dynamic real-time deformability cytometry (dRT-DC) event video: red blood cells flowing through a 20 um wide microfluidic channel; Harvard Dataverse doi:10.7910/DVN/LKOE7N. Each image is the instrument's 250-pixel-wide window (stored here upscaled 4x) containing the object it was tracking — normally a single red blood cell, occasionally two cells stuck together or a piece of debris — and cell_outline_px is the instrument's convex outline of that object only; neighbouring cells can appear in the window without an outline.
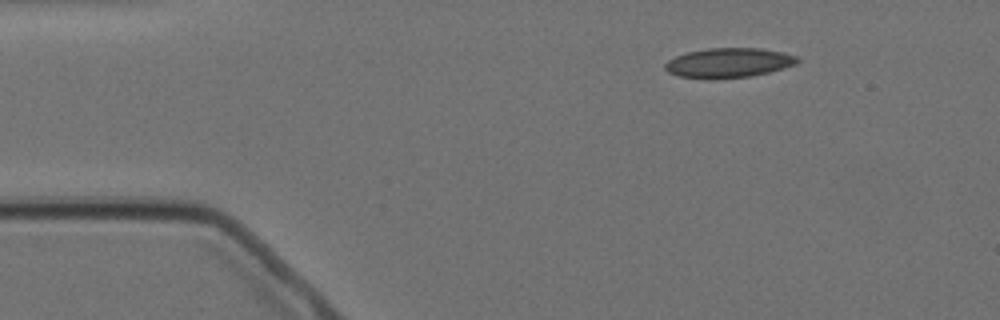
{"species": "Egyptian fruit bat (a non-hibernating species)", "species_latin": "Rousettus aegyptiacus", "temperature_condition": "cold", "stored_images_in_passage": 3, "camera_frame_rate_fps": 3000, "um_per_image_px": 0.085, "animal": {"sex": "female"}, "frame": {"image": 1, "passage_image": 1, "time_ms": 0.0, "image_size_px": [1000, 320], "cell_outline_px": [[800, 60], [796, 64], [784, 68], [768, 72], [748, 76], [712, 80], [680, 76], [668, 72], [664, 68], [664, 64], [668, 60], [676, 56], [688, 52], [708, 48], [760, 48], [784, 52], [796, 56]], "centroid_in_image_um": [61.93, 5.34], "position_along_channel_um": 23.1, "area_um2": 22.95}}